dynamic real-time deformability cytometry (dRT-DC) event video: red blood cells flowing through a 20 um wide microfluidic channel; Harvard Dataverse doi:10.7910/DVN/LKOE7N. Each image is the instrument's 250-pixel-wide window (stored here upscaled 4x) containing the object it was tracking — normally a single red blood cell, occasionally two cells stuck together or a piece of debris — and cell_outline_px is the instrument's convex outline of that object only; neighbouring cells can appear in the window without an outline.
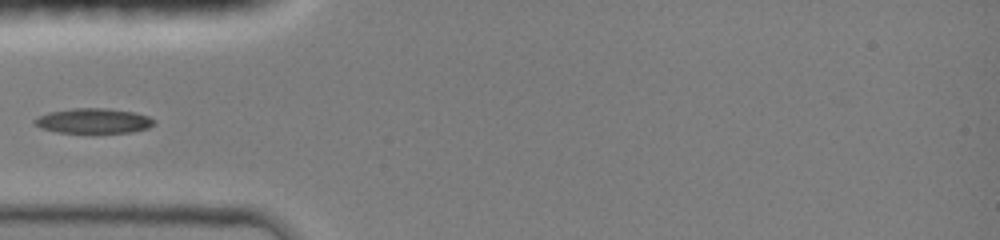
{"species": "common noctule bat (a hibernating species)", "species_latin": "Nyctalus noctula", "temperature_condition": "room temperature", "stored_images_in_passage": 37, "camera_frame_rate_fps": 3000, "um_per_image_px": 0.085, "animal": {"sex": "female", "body_mass_g": 19.0, "forearm_length_mm": 51.5}, "frame": {"image": 1, "passage_image": 1, "time_ms": 0.0, "image_size_px": [1000, 240], "cell_outline_px": [[156, 124], [148, 128], [128, 132], [56, 132], [40, 128], [32, 120], [48, 112], [72, 108], [104, 108], [132, 112], [148, 116], [156, 120]], "centroid_in_image_um": [7.95, 10.26], "position_along_channel_um": 77.1, "area_um2": 17.22}}
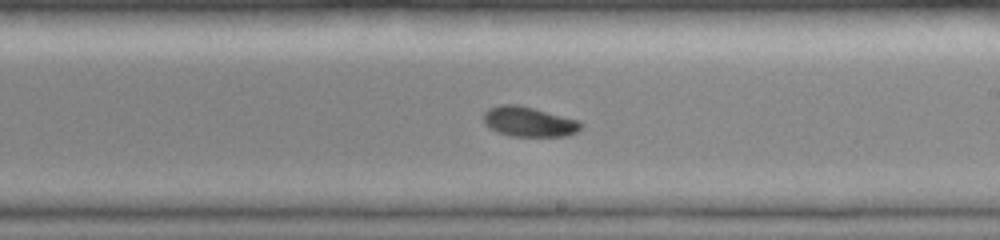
{"frame": {"image": 2, "passage_image": 19, "time_ms": 4.0, "image_size_px": [1000, 240], "cell_outline_px": [[584, 124], [576, 132], [568, 136], [512, 136], [496, 132], [488, 128], [484, 124], [484, 112], [488, 108], [500, 104], [516, 104], [580, 120]], "centroid_in_image_um": [44.94, 10.35], "position_along_channel_um": 244.1, "area_um2": 17.11}}
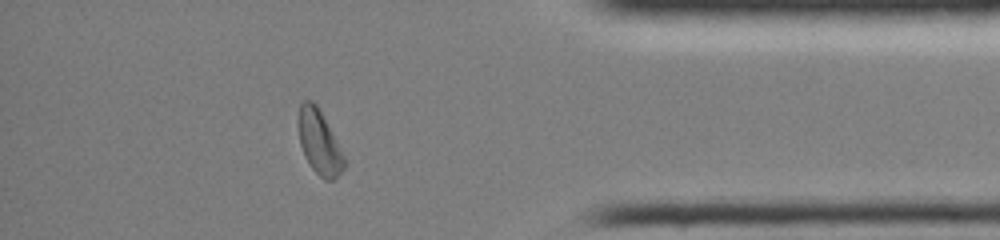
{"frame": {"image": 3, "passage_image": 33, "time_ms": 8.333, "image_size_px": [1000, 240], "cell_outline_px": [[344, 168], [332, 180], [324, 180], [312, 168], [304, 156], [300, 144], [300, 104], [304, 100], [312, 100], [316, 104], [340, 148], [344, 156]], "centroid_in_image_um": [27.14, 12.12], "position_along_channel_um": 408.1, "area_um2": 16.36}}